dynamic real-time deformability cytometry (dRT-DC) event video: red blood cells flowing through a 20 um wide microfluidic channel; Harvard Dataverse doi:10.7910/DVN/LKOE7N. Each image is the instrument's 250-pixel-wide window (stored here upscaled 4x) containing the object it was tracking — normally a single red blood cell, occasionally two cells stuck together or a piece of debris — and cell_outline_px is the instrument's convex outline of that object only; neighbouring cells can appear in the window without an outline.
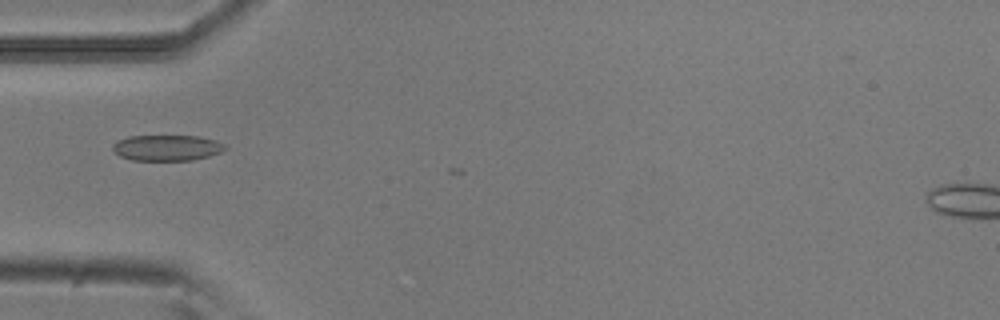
{"species": "common noctule bat (a hibernating species)", "species_latin": "Nyctalus noctula", "temperature_condition": "room temperature", "stored_images_in_passage": 4, "camera_frame_rate_fps": 3000, "um_per_image_px": 0.085, "animal": {"sex": "male", "body_mass_g": 20.5, "forearm_length_mm": 52.5}, "frame": {"image": 1, "passage_image": 1, "time_ms": 0.0, "image_size_px": [1000, 320], "cell_outline_px": [[228, 148], [220, 152], [208, 156], [192, 160], [132, 160], [120, 156], [112, 148], [112, 144], [116, 140], [128, 136], [200, 136], [216, 140], [224, 144]], "centroid_in_image_um": [14.18, 12.55], "position_along_channel_um": 70.8, "area_um2": 16.94}}